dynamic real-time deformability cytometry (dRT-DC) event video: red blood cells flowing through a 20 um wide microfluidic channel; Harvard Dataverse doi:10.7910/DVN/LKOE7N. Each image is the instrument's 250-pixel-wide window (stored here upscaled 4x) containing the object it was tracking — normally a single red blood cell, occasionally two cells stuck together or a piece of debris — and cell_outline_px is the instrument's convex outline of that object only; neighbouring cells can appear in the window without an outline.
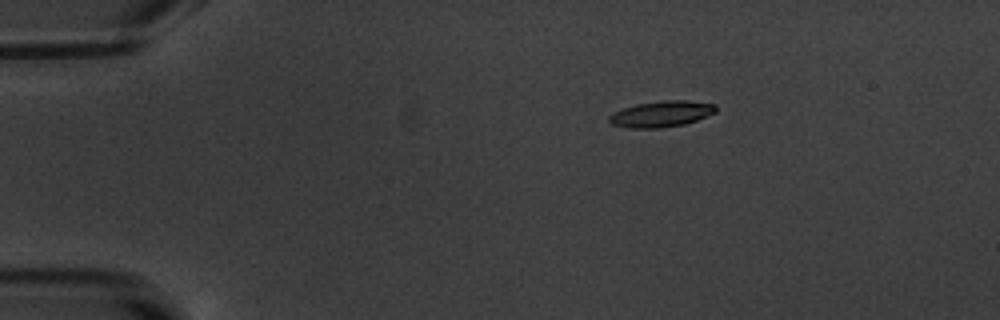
{"species": "common noctule bat (a hibernating species)", "species_latin": "Nyctalus noctula", "temperature_condition": "warm", "stored_images_in_passage": 45, "camera_frame_rate_fps": 3000, "um_per_image_px": 0.085, "animal": {"sex": "male", "body_mass_g": 20.1, "forearm_length_mm": 53.5}, "frame": {"image": 1, "passage_image": 1, "time_ms": 0.0, "image_size_px": [1000, 320], "cell_outline_px": [[716, 112], [696, 120], [684, 124], [660, 128], [628, 128], [612, 124], [608, 120], [608, 116], [612, 112], [636, 104], [664, 100], [684, 100], [716, 104]], "centroid_in_image_um": [56.19, 9.68], "position_along_channel_um": 28.8, "area_um2": 16.18}}
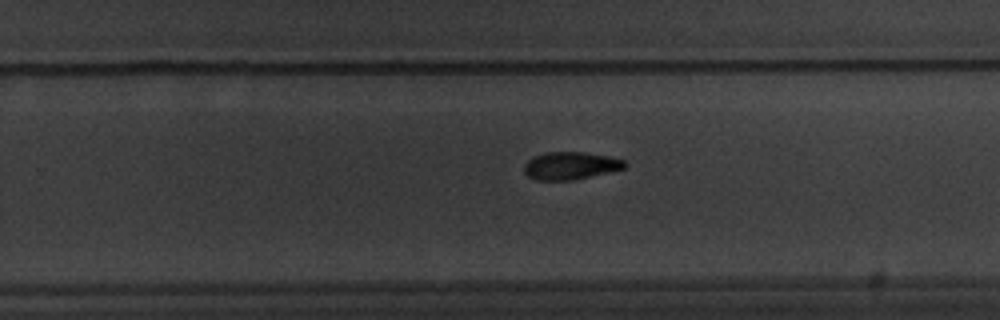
{"frame": {"image": 2, "passage_image": 26, "time_ms": 8.333, "image_size_px": [1000, 320], "cell_outline_px": [[628, 164], [624, 168], [572, 180], [536, 180], [528, 176], [524, 172], [524, 164], [532, 156], [544, 152], [584, 152], [608, 156], [624, 160]], "centroid_in_image_um": [48.45, 14.07], "position_along_channel_um": 281.4, "area_um2": 16.13}}
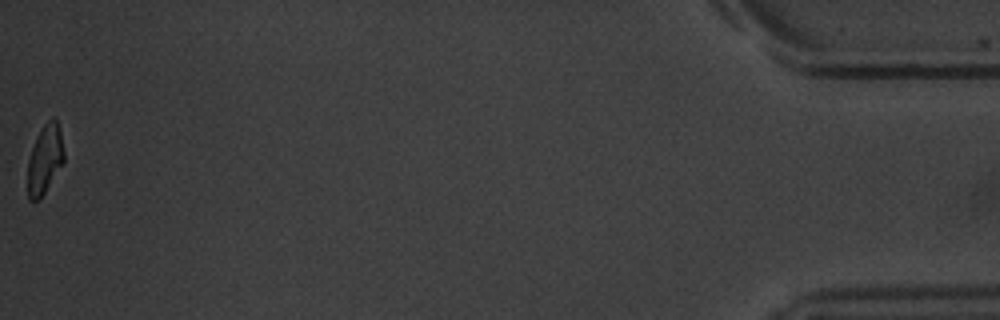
{"frame": {"image": 3, "passage_image": 45, "time_ms": 14.667, "image_size_px": [1000, 320], "cell_outline_px": [[64, 160], [40, 200], [28, 200], [28, 160], [36, 136], [44, 124], [52, 116], [56, 116], [60, 132], [64, 152]], "centroid_in_image_um": [3.81, 13.51], "position_along_channel_um": 431.4, "area_um2": 14.51}, "authors_computed_cell_mechanics": {"area_um2": 16.1262, "velocity_mm_per_s": 3.8166, "shape_relaxation_time_tau1_ms": 3.4508, "shape_relaxation_time_tau2_ms": null, "deformation_change_tau1": 0.1632, "deformation_change_tau2": null}}